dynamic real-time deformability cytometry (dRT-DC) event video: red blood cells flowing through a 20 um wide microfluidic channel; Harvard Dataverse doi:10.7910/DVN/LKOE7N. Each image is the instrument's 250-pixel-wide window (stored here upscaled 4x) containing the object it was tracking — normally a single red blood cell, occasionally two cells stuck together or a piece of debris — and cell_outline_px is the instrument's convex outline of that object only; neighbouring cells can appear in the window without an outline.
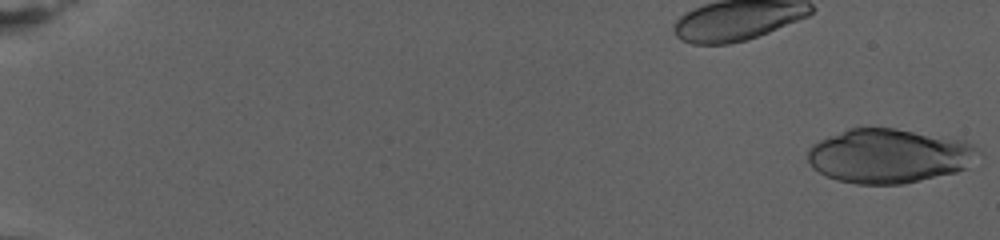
{"species": "human", "species_latin": "Homo sapiens", "temperature_condition": "warm", "stored_images_in_passage": 77, "camera_frame_rate_fps": 3000, "um_per_image_px": 0.085, "donor": {"sex": "female"}, "frame": {"image": 1, "passage_image": 1, "time_ms": 0.0, "image_size_px": [1000, 240], "cell_outline_px": [[984, 164], [956, 172], [904, 184], [856, 184], [836, 180], [812, 168], [808, 160], [808, 148], [812, 144], [828, 136], [848, 128], [896, 128], [964, 140], [980, 148], [984, 152]], "centroid_in_image_um": [75.72, 13.26], "position_along_channel_um": 9.3, "area_um2": 55.2}}
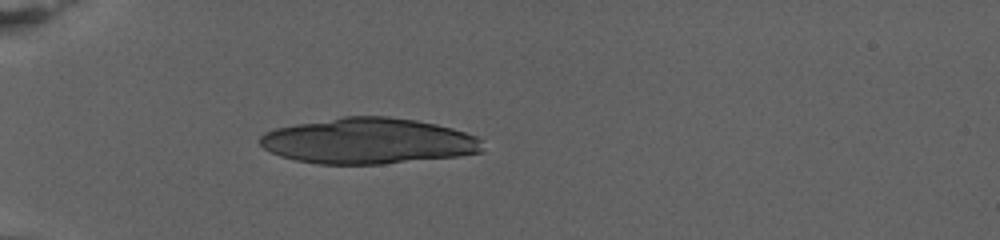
{"frame": {"image": 2, "passage_image": 25, "time_ms": 8.0, "image_size_px": [1000, 240], "cell_outline_px": [[484, 152], [460, 156], [380, 164], [320, 164], [296, 160], [280, 156], [264, 148], [260, 144], [260, 136], [264, 132], [276, 128], [296, 124], [344, 116], [388, 116], [416, 120], [436, 124], [452, 128], [476, 136], [484, 140]], "centroid_in_image_um": [31.35, 11.98], "position_along_channel_um": 53.6, "area_um2": 59.65}}